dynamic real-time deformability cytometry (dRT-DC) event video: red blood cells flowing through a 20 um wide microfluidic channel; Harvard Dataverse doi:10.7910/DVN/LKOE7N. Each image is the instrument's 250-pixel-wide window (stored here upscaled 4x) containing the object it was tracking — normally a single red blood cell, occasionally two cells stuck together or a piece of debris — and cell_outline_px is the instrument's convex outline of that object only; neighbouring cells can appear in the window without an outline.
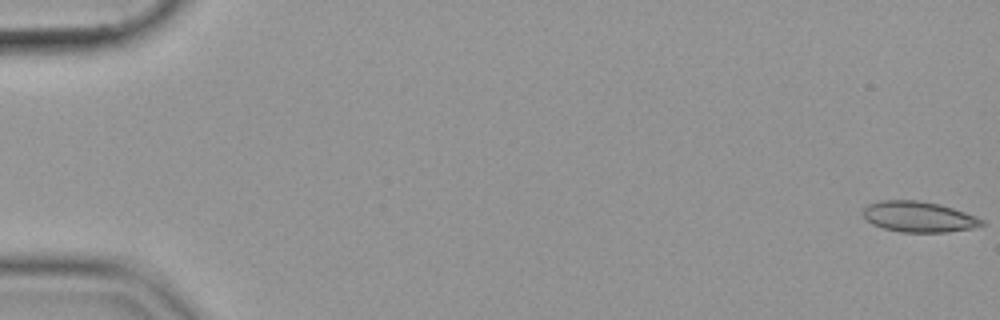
{"species": "common noctule bat (a hibernating species)", "species_latin": "Nyctalus noctula", "temperature_condition": "cold", "stored_images_in_passage": 55, "camera_frame_rate_fps": 3000, "um_per_image_px": 0.085, "animal": {"sex": "female", "body_mass_g": 19.9}, "frame": {"image": 1, "passage_image": 1, "time_ms": 0.0, "image_size_px": [1000, 320], "cell_outline_px": [[984, 224], [972, 228], [948, 232], [900, 232], [884, 228], [872, 224], [860, 212], [868, 204], [880, 200], [916, 200], [940, 204], [976, 216], [984, 220]], "centroid_in_image_um": [78.07, 18.42], "position_along_channel_um": 6.9, "area_um2": 21.21}}
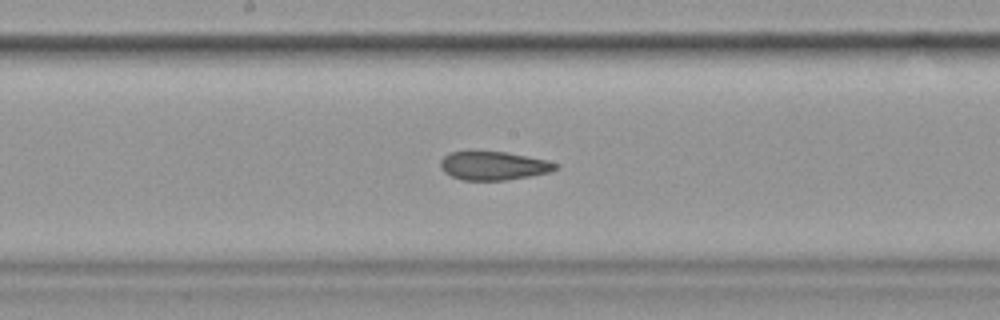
{"frame": {"image": 2, "passage_image": 30, "time_ms": 9.667, "image_size_px": [1000, 320], "cell_outline_px": [[560, 168], [548, 172], [528, 176], [504, 180], [460, 180], [444, 172], [440, 168], [440, 160], [448, 152], [504, 152], [544, 160], [560, 164]], "centroid_in_image_um": [41.91, 14.09], "position_along_channel_um": 206.3, "area_um2": 18.9}}
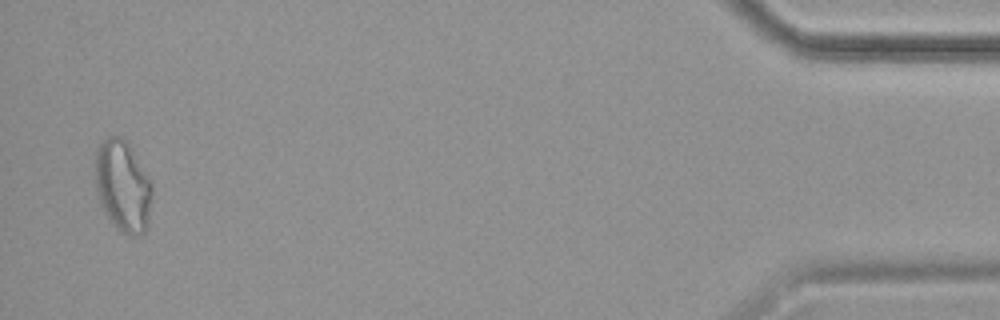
{"frame": {"image": 3, "passage_image": 54, "time_ms": 17.667, "image_size_px": [1000, 320], "cell_outline_px": [[152, 196], [148, 228], [140, 236], [128, 236], [120, 232], [104, 212], [100, 204], [96, 188], [92, 164], [96, 148], [108, 136], [124, 136], [128, 140], [148, 176], [152, 184]], "centroid_in_image_um": [10.42, 15.8], "position_along_channel_um": 424.8, "area_um2": 31.39}}